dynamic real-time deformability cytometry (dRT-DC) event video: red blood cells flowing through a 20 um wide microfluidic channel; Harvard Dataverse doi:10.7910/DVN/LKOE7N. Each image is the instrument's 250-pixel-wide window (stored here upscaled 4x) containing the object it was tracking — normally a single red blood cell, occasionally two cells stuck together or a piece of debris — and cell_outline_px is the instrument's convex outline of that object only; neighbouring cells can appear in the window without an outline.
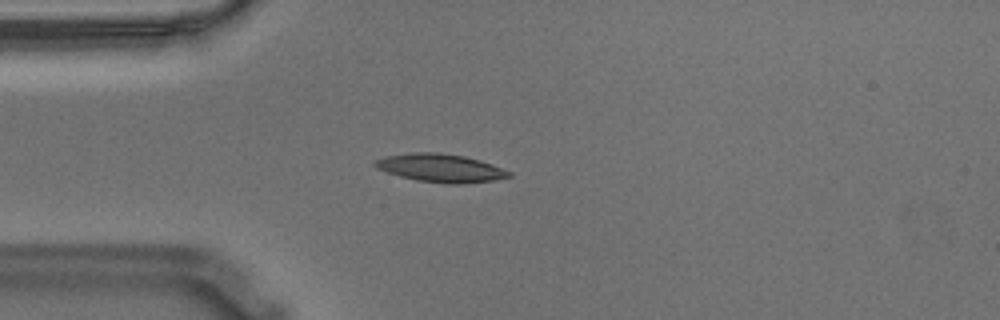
{"species": "Egyptian fruit bat (a non-hibernating species)", "species_latin": "Rousettus aegyptiacus", "temperature_condition": "warm", "stored_images_in_passage": 3, "camera_frame_rate_fps": 3000, "um_per_image_px": 0.085, "animal": {"sex": "male"}, "frame": {"image": 1, "passage_image": 1, "time_ms": 0.0, "image_size_px": [1000, 320], "cell_outline_px": [[512, 176], [492, 180], [460, 184], [448, 184], [416, 180], [400, 176], [376, 168], [372, 164], [372, 160], [384, 156], [416, 152], [440, 152], [464, 156], [480, 160], [492, 164], [512, 172]], "centroid_in_image_um": [37.42, 14.27], "position_along_channel_um": 47.6, "area_um2": 22.08}}